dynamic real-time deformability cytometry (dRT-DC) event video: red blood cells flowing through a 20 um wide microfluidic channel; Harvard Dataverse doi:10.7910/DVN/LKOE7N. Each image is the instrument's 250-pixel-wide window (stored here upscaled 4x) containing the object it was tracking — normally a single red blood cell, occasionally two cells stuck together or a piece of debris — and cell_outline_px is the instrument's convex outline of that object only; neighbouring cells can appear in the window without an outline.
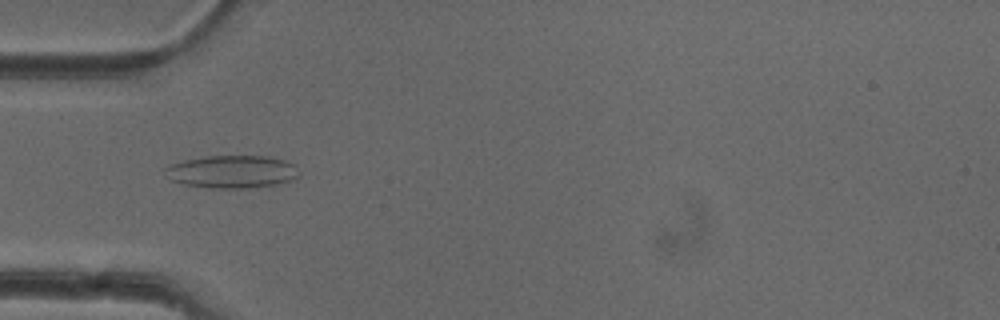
{"species": "common noctule bat (a hibernating species)", "species_latin": "Nyctalus noctula", "temperature_condition": "cold", "stored_images_in_passage": 51, "camera_frame_rate_fps": 3000, "um_per_image_px": 0.085, "animal": {"sex": "female"}, "frame": {"image": 1, "passage_image": 16, "time_ms": 5.0, "image_size_px": [1000, 320], "cell_outline_px": [[300, 176], [292, 180], [280, 184], [248, 188], [208, 188], [184, 184], [172, 180], [164, 168], [172, 164], [184, 160], [204, 156], [268, 156], [284, 160], [296, 164]], "centroid_in_image_um": [19.79, 14.59], "position_along_channel_um": 65.2, "area_um2": 25.66}}
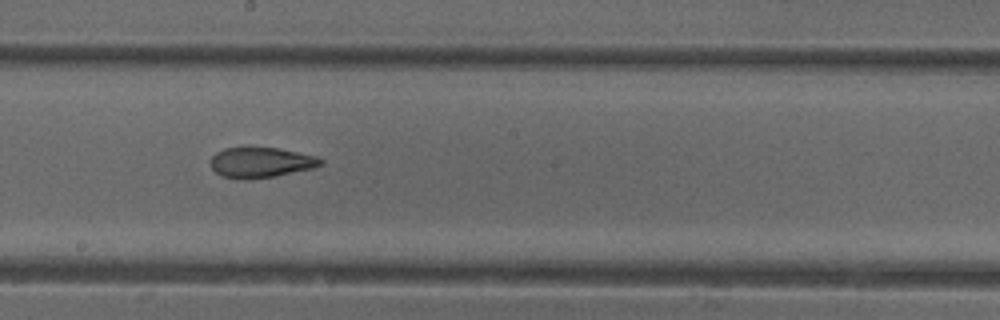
{"frame": {"image": 2, "passage_image": 28, "time_ms": 9.0, "image_size_px": [1000, 320], "cell_outline_px": [[324, 164], [312, 168], [276, 176], [220, 176], [212, 168], [212, 156], [216, 152], [224, 148], [276, 148], [316, 156], [324, 160]], "centroid_in_image_um": [22.23, 13.77], "position_along_channel_um": 226.0, "area_um2": 18.5}}
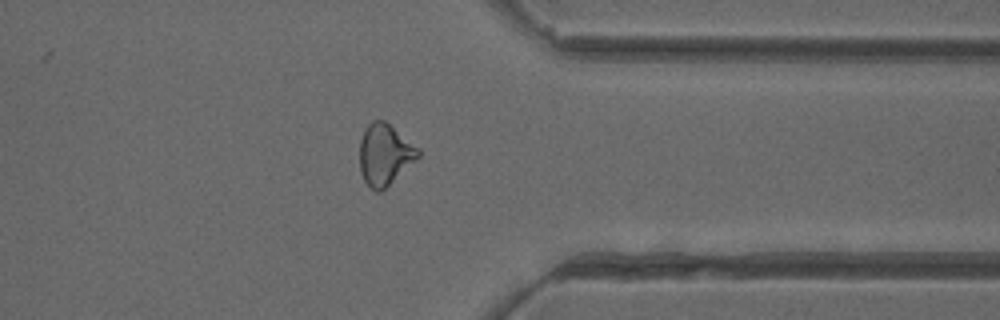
{"frame": {"image": 3, "passage_image": 40, "time_ms": 13.0, "image_size_px": [1000, 320], "cell_outline_px": [[420, 156], [416, 160], [380, 192], [376, 192], [364, 180], [360, 172], [360, 140], [364, 128], [372, 120], [384, 120], [420, 148]], "centroid_in_image_um": [32.7, 13.11], "position_along_channel_um": 378.7, "area_um2": 20.81}, "authors_computed_cell_mechanics": {"area_um2": 21.386, "velocity_mm_per_s": 4.0042, "shape_relaxation_time_tau1_ms": null, "shape_relaxation_time_tau2_ms": 2.1559, "deformation_change_tau1": null, "deformation_change_tau2": 0.101}}